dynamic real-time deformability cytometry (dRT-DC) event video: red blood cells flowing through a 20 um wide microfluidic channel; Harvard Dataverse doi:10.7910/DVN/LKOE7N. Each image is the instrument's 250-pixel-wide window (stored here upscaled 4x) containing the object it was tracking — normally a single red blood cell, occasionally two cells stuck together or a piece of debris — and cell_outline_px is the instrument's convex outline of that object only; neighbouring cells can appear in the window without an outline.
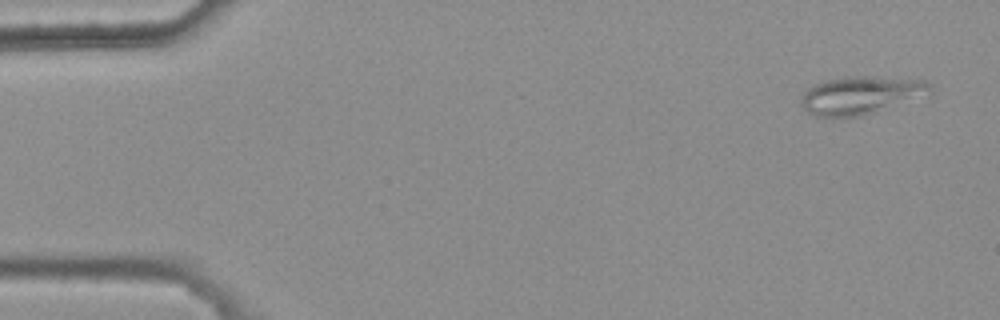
{"species": "common noctule bat (a hibernating species)", "species_latin": "Nyctalus noctula", "temperature_condition": "warm", "stored_images_in_passage": 7, "camera_frame_rate_fps": 3000, "um_per_image_px": 0.085, "animal": {"sex": "female", "body_mass_g": 25.1}, "frame": {"image": 1, "passage_image": 1, "time_ms": 0.0, "image_size_px": [1000, 320], "cell_outline_px": [[932, 92], [864, 116], [816, 116], [808, 112], [800, 104], [800, 100], [804, 92], [808, 88], [816, 84], [828, 80], [848, 76], [868, 76], [924, 80], [932, 84]], "centroid_in_image_um": [73.16, 8.08], "position_along_channel_um": 11.8, "area_um2": 28.15}}
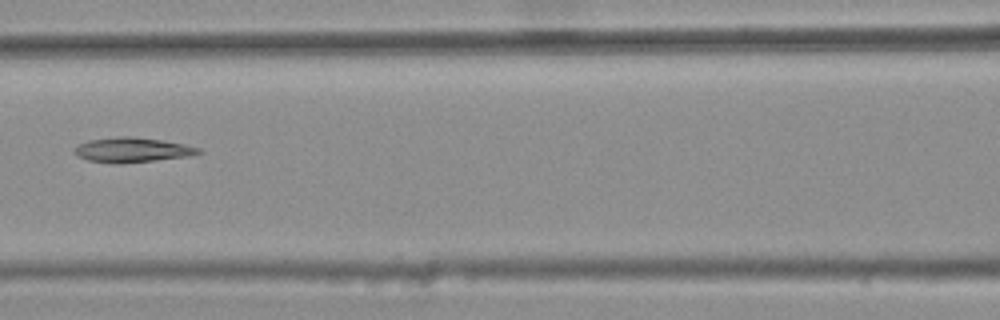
{"frame": {"image": 2, "passage_image": 6, "time_ms": 1.667, "image_size_px": [1000, 320], "cell_outline_px": [[204, 152], [188, 156], [120, 164], [88, 160], [76, 156], [72, 152], [72, 148], [76, 144], [88, 140], [120, 136], [132, 136], [160, 140], [184, 144], [200, 148]], "centroid_in_image_um": [11.17, 12.74], "position_along_channel_um": 155.4, "area_um2": 18.03}}
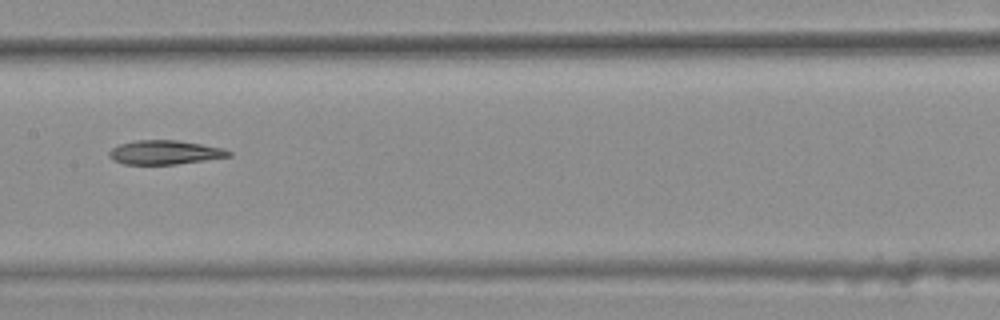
{"frame": {"image": 3, "passage_image": 7, "time_ms": 2.0, "image_size_px": [1000, 320], "cell_outline_px": [[232, 156], [176, 164], [124, 164], [112, 160], [108, 156], [108, 152], [112, 148], [120, 144], [136, 140], [176, 140], [224, 148], [232, 152]], "centroid_in_image_um": [13.99, 12.95], "position_along_channel_um": 193.4, "area_um2": 16.7}}